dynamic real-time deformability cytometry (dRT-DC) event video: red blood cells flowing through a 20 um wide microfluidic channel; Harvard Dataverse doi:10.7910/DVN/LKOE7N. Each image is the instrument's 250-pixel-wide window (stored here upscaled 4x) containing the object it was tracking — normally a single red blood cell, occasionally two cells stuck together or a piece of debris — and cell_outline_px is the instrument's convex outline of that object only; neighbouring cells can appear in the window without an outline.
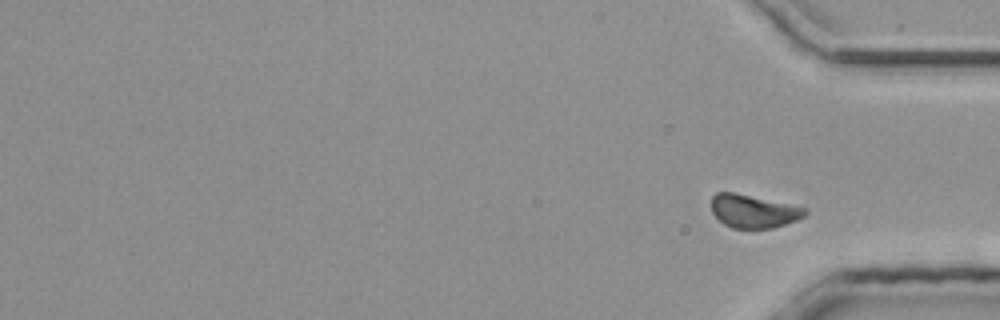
{"species": "common noctule bat (a hibernating species)", "species_latin": "Nyctalus noctula", "temperature_condition": "room temperature", "stored_images_in_passage": 42, "segment_of_instrument_passage": [2, 2], "camera_frame_rate_fps": 3000, "um_per_image_px": 0.085, "animal": {"sex": "male", "body_mass_g": 20.4}, "frame": {"image": 1, "passage_image": 42, "time_ms": 13.667, "image_size_px": [1000, 320], "cell_outline_px": [[808, 212], [804, 216], [796, 220], [772, 228], [732, 228], [724, 224], [712, 212], [712, 196], [716, 192], [732, 192], [808, 208]], "centroid_in_image_um": [64.04, 17.95], "position_along_channel_um": 371.2, "area_um2": 17.86}}